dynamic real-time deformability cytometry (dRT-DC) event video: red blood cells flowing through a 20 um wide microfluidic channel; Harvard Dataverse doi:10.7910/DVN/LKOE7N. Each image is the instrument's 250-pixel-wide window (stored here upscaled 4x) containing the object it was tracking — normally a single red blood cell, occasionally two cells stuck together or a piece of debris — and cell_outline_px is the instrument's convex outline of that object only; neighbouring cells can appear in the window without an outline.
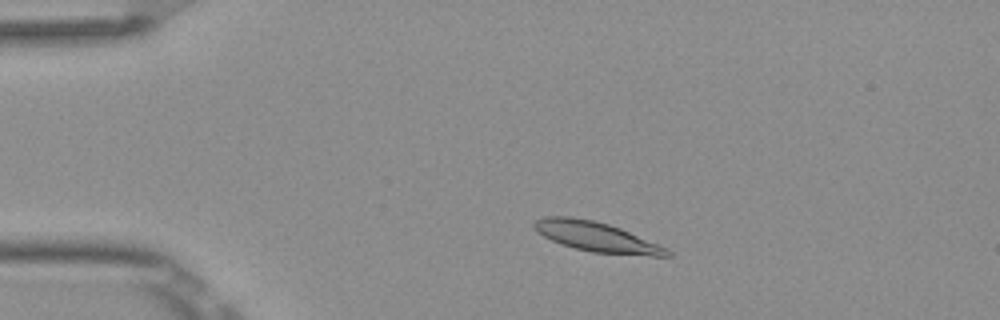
{"species": "Egyptian fruit bat (a non-hibernating species)", "species_latin": "Rousettus aegyptiacus", "temperature_condition": "room temperature", "stored_images_in_passage": 49, "camera_frame_rate_fps": 3000, "um_per_image_px": 0.085, "frame": {"image": 1, "passage_image": 7, "time_ms": 2.0, "image_size_px": [1000, 320], "cell_outline_px": [[676, 256], [652, 256], [592, 252], [560, 244], [536, 232], [532, 228], [532, 224], [536, 220], [544, 216], [568, 216], [592, 220], [608, 224], [620, 228], [668, 248]], "centroid_in_image_um": [50.7, 20.13], "position_along_channel_um": 34.3, "area_um2": 23.12}}
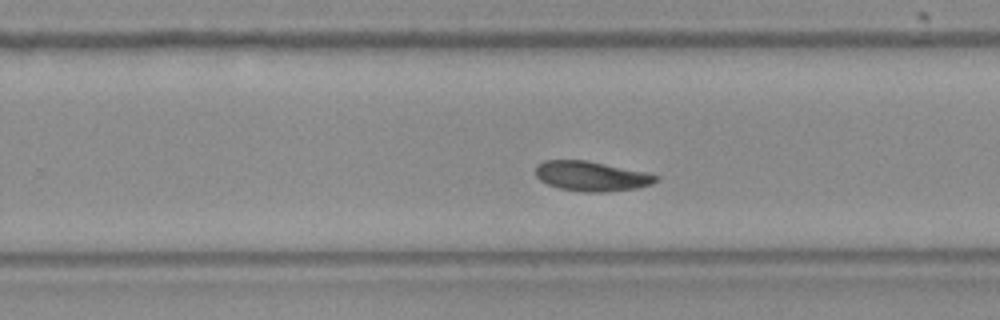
{"frame": {"image": 2, "passage_image": 30, "time_ms": 9.667, "image_size_px": [1000, 320], "cell_outline_px": [[660, 180], [652, 184], [636, 188], [608, 192], [584, 192], [560, 188], [548, 184], [540, 180], [536, 176], [536, 164], [544, 160], [584, 160], [644, 172], [660, 176]], "centroid_in_image_um": [50.27, 14.98], "position_along_channel_um": 279.5, "area_um2": 20.81}}
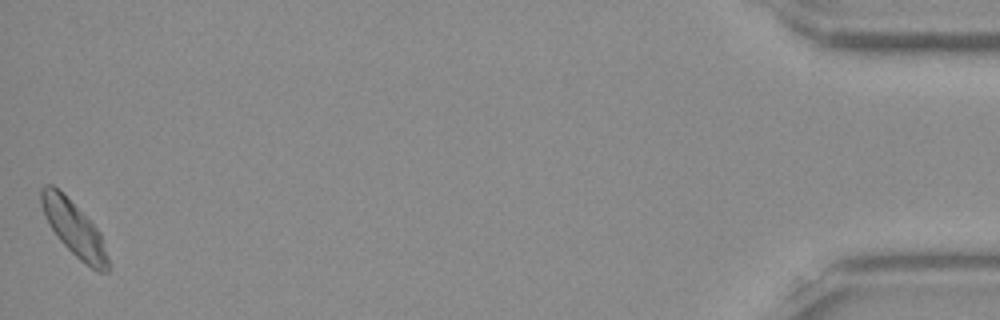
{"frame": {"image": 3, "passage_image": 49, "time_ms": 16.0, "image_size_px": [1000, 320], "cell_outline_px": [[108, 272], [96, 272], [80, 260], [56, 236], [48, 224], [44, 216], [40, 204], [40, 188], [44, 184], [52, 184], [100, 232], [108, 260]], "centroid_in_image_um": [6.24, 19.45], "position_along_channel_um": 429.0, "area_um2": 20.69}, "authors_computed_cell_mechanics": {"area_um2": 21.097, "velocity_mm_per_s": 3.8104, "shape_relaxation_time_tau1_ms": 11.3428, "shape_relaxation_time_tau2_ms": 4.603, "deformation_change_tau1": 0.1948, "deformation_change_tau2": 0.0796}}